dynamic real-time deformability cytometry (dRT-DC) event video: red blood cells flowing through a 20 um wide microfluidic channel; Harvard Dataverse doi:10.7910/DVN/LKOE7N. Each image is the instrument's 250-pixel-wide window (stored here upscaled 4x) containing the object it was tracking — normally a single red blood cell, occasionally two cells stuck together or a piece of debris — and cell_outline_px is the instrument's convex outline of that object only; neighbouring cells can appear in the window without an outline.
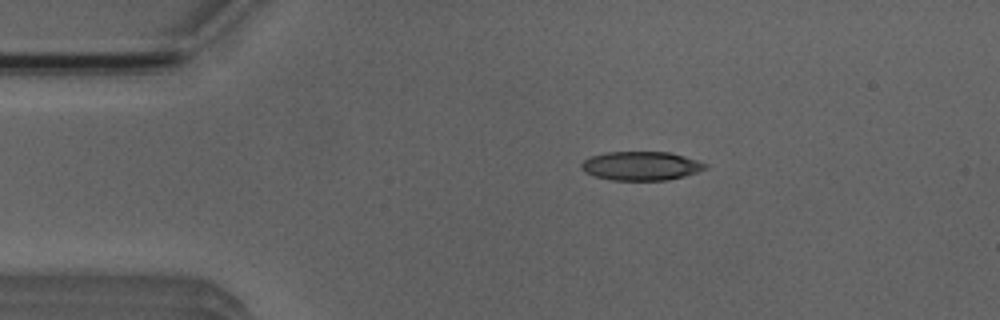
{"species": "Egyptian fruit bat (a non-hibernating species)", "species_latin": "Rousettus aegyptiacus", "temperature_condition": "room temperature", "stored_images_in_passage": 4, "camera_frame_rate_fps": 3000, "um_per_image_px": 0.085, "animal": {"sex": "male"}, "frame": {"image": 1, "passage_image": 2, "time_ms": 1.0, "image_size_px": [1000, 320], "cell_outline_px": [[708, 168], [684, 176], [668, 180], [612, 180], [596, 176], [584, 172], [580, 168], [580, 164], [584, 160], [592, 156], [608, 152], [668, 152], [684, 156], [708, 164]], "centroid_in_image_um": [54.49, 14.1], "position_along_channel_um": 30.5, "area_um2": 20.75}}